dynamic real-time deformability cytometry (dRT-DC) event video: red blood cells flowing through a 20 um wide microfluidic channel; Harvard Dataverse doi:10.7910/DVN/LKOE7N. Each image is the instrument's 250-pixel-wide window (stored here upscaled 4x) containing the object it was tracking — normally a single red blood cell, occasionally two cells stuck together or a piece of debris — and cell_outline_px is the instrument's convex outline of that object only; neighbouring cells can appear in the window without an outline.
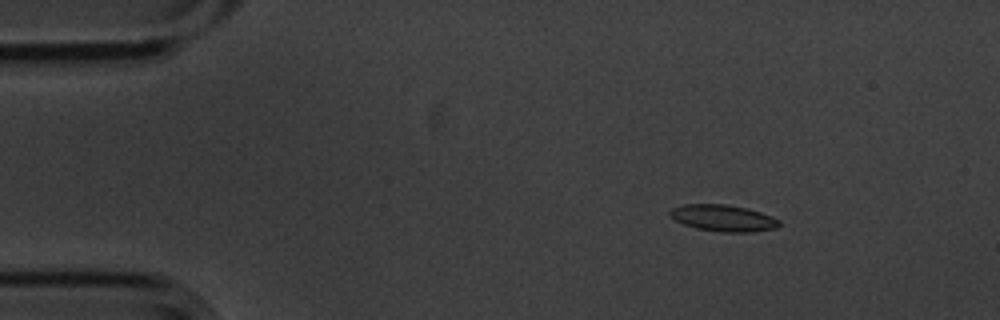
{"species": "common noctule bat (a hibernating species)", "species_latin": "Nyctalus noctula", "temperature_condition": "cold", "stored_images_in_passage": 52, "camera_frame_rate_fps": 3000, "um_per_image_px": 0.085, "animal": {"sex": "male", "body_mass_g": 20.1, "forearm_length_mm": 53.5}, "frame": {"image": 1, "passage_image": 4, "time_ms": 1.0, "image_size_px": [1000, 320], "cell_outline_px": [[780, 224], [776, 228], [752, 232], [724, 232], [696, 228], [684, 224], [668, 216], [668, 212], [672, 208], [684, 204], [724, 204], [748, 208], [772, 216], [780, 220]], "centroid_in_image_um": [61.47, 18.53], "position_along_channel_um": 23.5, "area_um2": 16.94}}
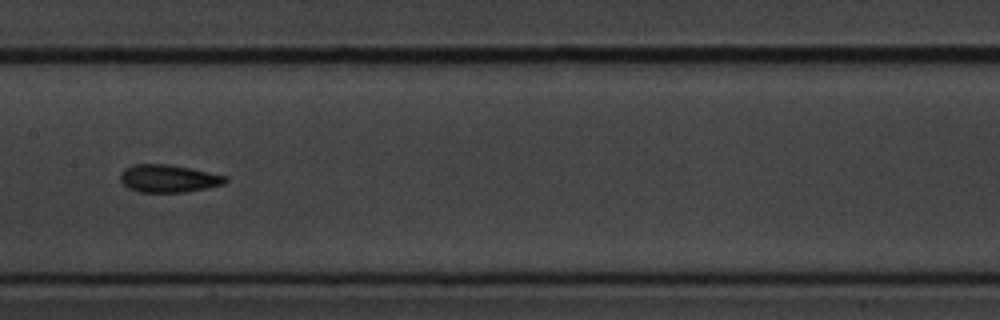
{"frame": {"image": 2, "passage_image": 24, "time_ms": 7.667, "image_size_px": [1000, 320], "cell_outline_px": [[228, 180], [224, 184], [208, 188], [184, 192], [140, 192], [128, 188], [120, 180], [120, 172], [124, 168], [132, 164], [168, 164], [192, 168], [228, 176]], "centroid_in_image_um": [14.33, 15.16], "position_along_channel_um": 193.1, "area_um2": 17.17}}
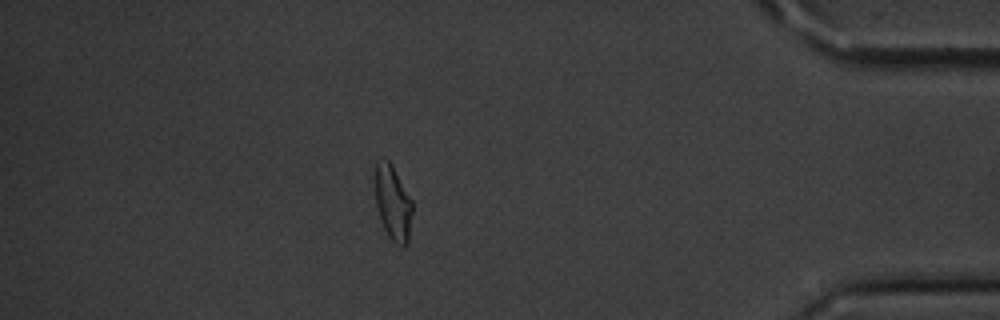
{"frame": {"image": 3, "passage_image": 45, "time_ms": 14.667, "image_size_px": [1000, 320], "cell_outline_px": [[412, 212], [408, 244], [404, 248], [396, 244], [388, 236], [380, 220], [376, 204], [372, 180], [372, 176], [376, 160], [384, 156], [392, 164], [412, 200]], "centroid_in_image_um": [33.34, 17.17], "position_along_channel_um": 401.9, "area_um2": 17.11}, "authors_computed_cell_mechanics": {"area_um2": 16.9065, "velocity_mm_per_s": 3.5663, "shape_relaxation_time_tau1_ms": 2.9962, "shape_relaxation_time_tau2_ms": 1.9824, "deformation_change_tau1": 0.1133, "deformation_change_tau2": 0.077}}